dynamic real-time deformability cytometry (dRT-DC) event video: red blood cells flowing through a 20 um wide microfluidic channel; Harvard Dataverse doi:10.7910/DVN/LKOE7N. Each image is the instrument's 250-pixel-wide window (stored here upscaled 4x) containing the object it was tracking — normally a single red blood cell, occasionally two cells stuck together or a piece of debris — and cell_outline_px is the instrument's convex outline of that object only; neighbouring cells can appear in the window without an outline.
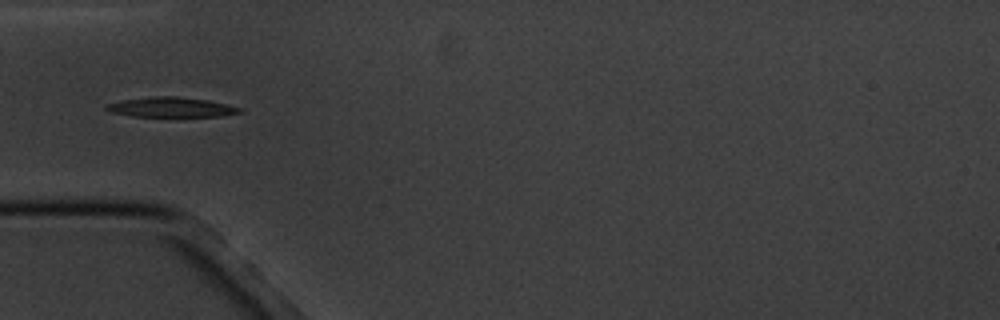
{"species": "common noctule bat (a hibernating species)", "species_latin": "Nyctalus noctula", "temperature_condition": "cold", "stored_images_in_passage": 5, "segment_of_instrument_passage": [2, 2], "camera_frame_rate_fps": 3000, "um_per_image_px": 0.085, "animal": {"sex": "male", "body_mass_g": 20.1, "forearm_length_mm": 53.5}, "frame": {"image": 1, "passage_image": 5, "time_ms": 5.0, "image_size_px": [1000, 320], "cell_outline_px": [[244, 112], [220, 116], [132, 116], [112, 112], [104, 108], [108, 104], [120, 100], [152, 96], [176, 96], [208, 100], [228, 104], [244, 108]], "centroid_in_image_um": [14.61, 9.1], "position_along_channel_um": 70.4, "area_um2": 15.49}}